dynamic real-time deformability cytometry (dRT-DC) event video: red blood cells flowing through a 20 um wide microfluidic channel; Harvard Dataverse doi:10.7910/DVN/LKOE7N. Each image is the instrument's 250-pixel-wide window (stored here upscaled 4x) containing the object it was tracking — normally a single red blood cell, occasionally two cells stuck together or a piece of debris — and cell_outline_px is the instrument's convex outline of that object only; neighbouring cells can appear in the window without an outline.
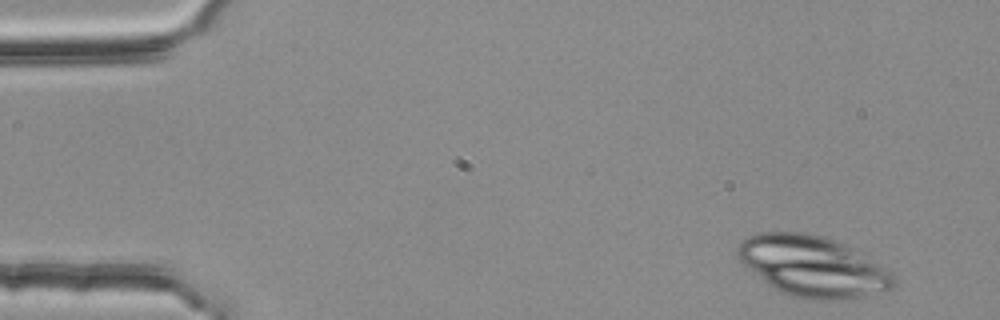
{"species": "common noctule bat (a hibernating species)", "species_latin": "Nyctalus noctula", "temperature_condition": "room temperature", "stored_images_in_passage": 3, "camera_frame_rate_fps": 3000, "um_per_image_px": 0.085, "animal": {"sex": "female", "body_mass_g": 25.1}, "frame": {"image": 1, "passage_image": 1, "time_ms": 0.0, "image_size_px": [1000, 320], "cell_outline_px": [[896, 284], [892, 288], [860, 296], [836, 300], [812, 300], [792, 296], [772, 288], [744, 264], [740, 260], [736, 252], [736, 248], [748, 236], [760, 232], [808, 232], [824, 236], [844, 244], [852, 248], [884, 268], [896, 276]], "centroid_in_image_um": [69.06, 22.63], "position_along_channel_um": 15.9, "area_um2": 54.62}}